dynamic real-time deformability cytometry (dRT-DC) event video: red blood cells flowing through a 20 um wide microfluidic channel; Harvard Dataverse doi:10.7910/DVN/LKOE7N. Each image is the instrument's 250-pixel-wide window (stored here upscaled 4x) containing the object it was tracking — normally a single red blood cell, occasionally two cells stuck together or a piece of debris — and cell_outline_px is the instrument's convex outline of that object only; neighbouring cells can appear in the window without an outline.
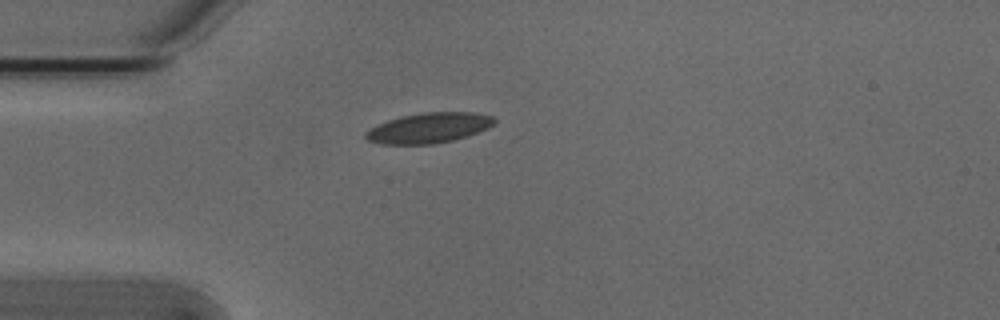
{"species": "Egyptian fruit bat (a non-hibernating species)", "species_latin": "Rousettus aegyptiacus", "temperature_condition": "cold", "stored_images_in_passage": 30, "camera_frame_rate_fps": 3000, "um_per_image_px": 0.085, "animal": {"sex": "male"}, "frame": {"image": 1, "passage_image": 1, "time_ms": 0.0, "image_size_px": [1000, 320], "cell_outline_px": [[496, 120], [488, 128], [468, 136], [452, 140], [432, 144], [380, 144], [368, 140], [364, 136], [364, 132], [388, 120], [400, 116], [420, 112], [476, 112], [492, 116]], "centroid_in_image_um": [36.46, 10.86], "position_along_channel_um": 48.5, "area_um2": 22.66}}
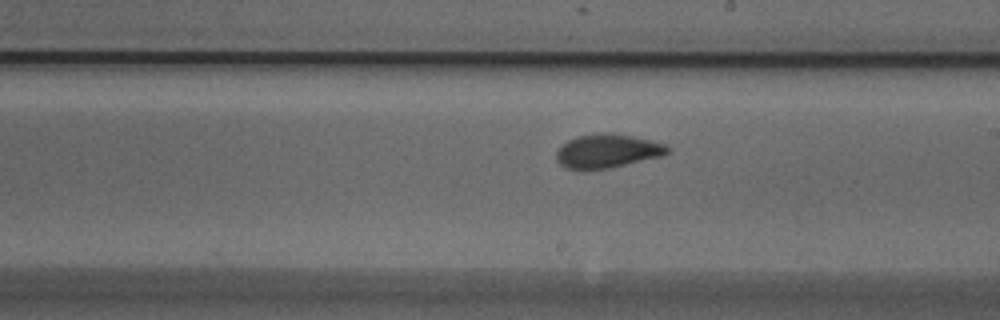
{"frame": {"image": 2, "passage_image": 17, "time_ms": 5.333, "image_size_px": [1000, 320], "cell_outline_px": [[672, 148], [664, 156], [608, 168], [568, 168], [560, 164], [556, 160], [556, 152], [560, 144], [576, 136], [608, 132], [612, 132], [632, 136], [664, 144]], "centroid_in_image_um": [51.63, 12.81], "position_along_channel_um": 237.4, "area_um2": 21.73}}
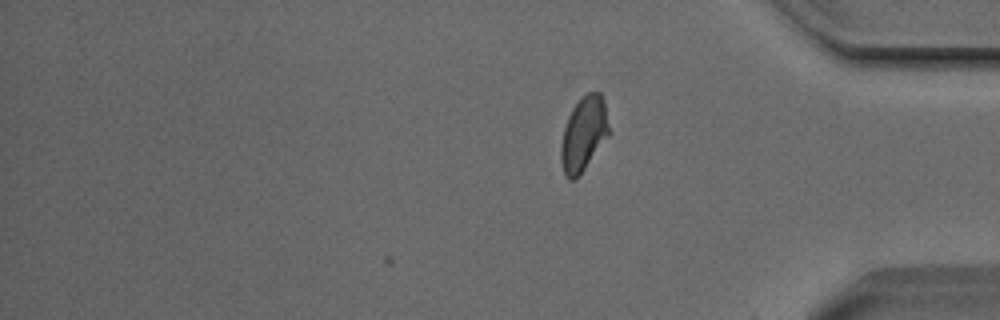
{"frame": {"image": 3, "passage_image": 30, "time_ms": 9.667, "image_size_px": [1000, 320], "cell_outline_px": [[612, 132], [584, 168], [572, 180], [568, 180], [564, 176], [560, 160], [560, 148], [564, 128], [568, 116], [572, 108], [580, 96], [588, 92], [600, 92], [604, 104]], "centroid_in_image_um": [49.61, 11.35], "position_along_channel_um": 385.6, "area_um2": 20.92}, "authors_computed_cell_mechanics": {"area_um2": 21.4149, "velocity_mm_per_s": 3.7868, "shape_relaxation_time_tau1_ms": 3.5975, "shape_relaxation_time_tau2_ms": 1.0845, "deformation_change_tau1": 0.1121, "deformation_change_tau2": 0.0455}}